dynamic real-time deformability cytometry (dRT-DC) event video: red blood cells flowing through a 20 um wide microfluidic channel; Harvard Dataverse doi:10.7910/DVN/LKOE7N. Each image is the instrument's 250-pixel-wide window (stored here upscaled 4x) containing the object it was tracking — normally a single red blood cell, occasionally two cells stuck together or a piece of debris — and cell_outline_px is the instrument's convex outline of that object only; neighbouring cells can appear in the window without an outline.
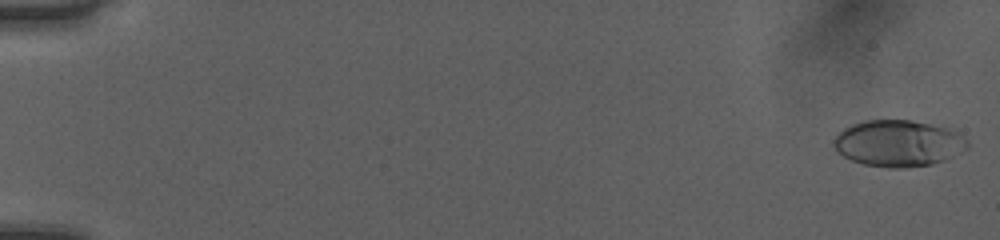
{"species": "human", "species_latin": "Homo sapiens", "temperature_condition": "room temperature", "stored_images_in_passage": 51, "camera_frame_rate_fps": 3000, "um_per_image_px": 0.085, "donor": {"sex": "female"}, "frame": {"image": 1, "passage_image": 1, "time_ms": 0.0, "image_size_px": [1000, 240], "cell_outline_px": [[968, 148], [944, 160], [932, 164], [904, 168], [888, 168], [864, 164], [852, 160], [844, 156], [832, 144], [832, 140], [844, 128], [852, 124], [864, 120], [912, 120], [944, 128], [956, 132], [968, 140]], "centroid_in_image_um": [76.34, 12.18], "position_along_channel_um": 8.7, "area_um2": 35.89}}
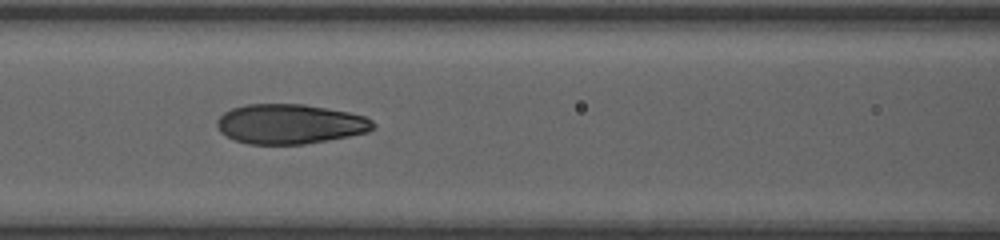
{"frame": {"image": 2, "passage_image": 24, "time_ms": 7.667, "image_size_px": [1000, 240], "cell_outline_px": [[376, 128], [368, 132], [328, 140], [304, 144], [248, 144], [236, 140], [220, 132], [216, 124], [216, 120], [224, 112], [232, 108], [248, 104], [304, 104], [348, 112], [364, 116], [372, 120], [376, 124]], "centroid_in_image_um": [24.66, 10.54], "position_along_channel_um": 141.9, "area_um2": 36.18}}
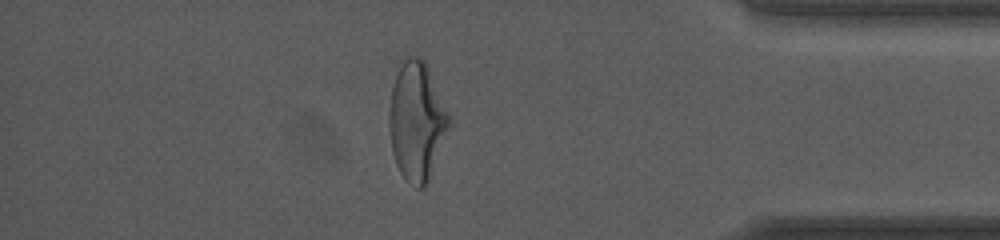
{"frame": {"image": 3, "passage_image": 45, "time_ms": 14.667, "image_size_px": [1000, 240], "cell_outline_px": [[452, 120], [428, 180], [424, 188], [416, 188], [400, 172], [396, 164], [392, 152], [388, 116], [392, 88], [396, 76], [404, 60], [408, 56], [420, 56], [424, 60]], "centroid_in_image_um": [35.42, 10.3], "position_along_channel_um": 399.8, "area_um2": 40.63}, "authors_computed_cell_mechanics": {"area_um2": 36.125, "velocity_mm_per_s": 4.0754, "shape_relaxation_time_tau1_ms": 4.9418, "shape_relaxation_time_tau2_ms": 0.9304, "deformation_change_tau1": 0.1986, "deformation_change_tau2": 0.0752}}